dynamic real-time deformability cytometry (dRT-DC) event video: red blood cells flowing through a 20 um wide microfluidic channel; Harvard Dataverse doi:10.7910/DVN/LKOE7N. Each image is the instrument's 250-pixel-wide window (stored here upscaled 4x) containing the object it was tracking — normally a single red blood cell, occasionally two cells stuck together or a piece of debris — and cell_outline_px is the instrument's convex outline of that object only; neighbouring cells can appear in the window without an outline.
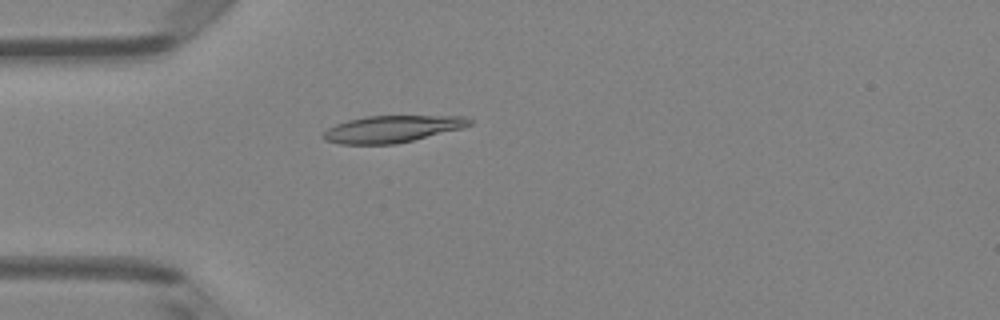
{"species": "Egyptian fruit bat (a non-hibernating species)", "species_latin": "Rousettus aegyptiacus", "temperature_condition": "room temperature", "stored_images_in_passage": 4, "camera_frame_rate_fps": 3000, "um_per_image_px": 0.085, "animal": {"sex": "female"}, "frame": {"image": 1, "passage_image": 4, "time_ms": 3.667, "image_size_px": [1000, 320], "cell_outline_px": [[472, 124], [464, 128], [396, 144], [340, 144], [324, 140], [320, 136], [328, 128], [336, 124], [348, 120], [368, 116], [464, 116], [472, 120]], "centroid_in_image_um": [33.33, 10.97], "position_along_channel_um": 51.7, "area_um2": 22.95}}